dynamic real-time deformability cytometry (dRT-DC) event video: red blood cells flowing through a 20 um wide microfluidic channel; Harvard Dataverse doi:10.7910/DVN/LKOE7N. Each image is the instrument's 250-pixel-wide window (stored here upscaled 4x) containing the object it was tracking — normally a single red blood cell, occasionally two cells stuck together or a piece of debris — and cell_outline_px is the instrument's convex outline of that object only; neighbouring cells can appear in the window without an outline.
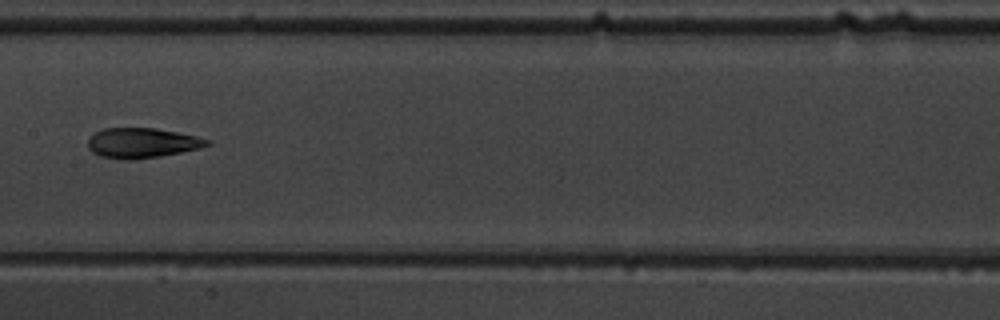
{"species": "common noctule bat (a hibernating species)", "species_latin": "Nyctalus noctula", "temperature_condition": "warm", "stored_images_in_passage": 8, "camera_frame_rate_fps": 3000, "um_per_image_px": 0.085, "animal": {"sex": "male", "body_mass_g": 19.5, "forearm_length_mm": 54.6}, "frame": {"image": 1, "passage_image": 8, "time_ms": 8.333, "image_size_px": [1000, 320], "cell_outline_px": [[212, 144], [200, 148], [160, 156], [128, 160], [124, 160], [100, 156], [92, 152], [88, 148], [88, 140], [96, 132], [104, 128], [156, 128], [196, 136], [212, 140]], "centroid_in_image_um": [12.09, 12.15], "position_along_channel_um": 195.3, "area_um2": 20.81}}